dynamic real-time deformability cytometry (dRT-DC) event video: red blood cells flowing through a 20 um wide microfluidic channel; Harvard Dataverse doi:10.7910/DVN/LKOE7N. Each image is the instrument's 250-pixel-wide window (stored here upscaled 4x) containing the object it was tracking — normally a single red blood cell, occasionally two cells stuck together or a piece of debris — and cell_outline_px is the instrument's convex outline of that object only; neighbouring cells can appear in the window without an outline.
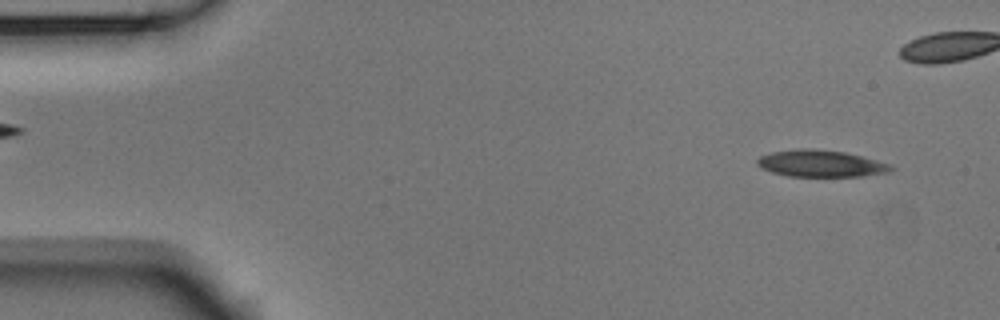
{"species": "Egyptian fruit bat (a non-hibernating species)", "species_latin": "Rousettus aegyptiacus", "temperature_condition": "room temperature", "stored_images_in_passage": 29, "camera_frame_rate_fps": 3000, "um_per_image_px": 0.085, "animal": {"sex": "male"}, "frame": {"image": 1, "passage_image": 3, "time_ms": 0.667, "image_size_px": [1000, 320], "cell_outline_px": [[892, 168], [888, 172], [860, 176], [788, 176], [772, 172], [760, 168], [756, 164], [756, 160], [760, 156], [772, 152], [796, 148], [812, 148], [844, 152], [892, 164]], "centroid_in_image_um": [69.71, 13.89], "position_along_channel_um": 15.3, "area_um2": 20.81}}
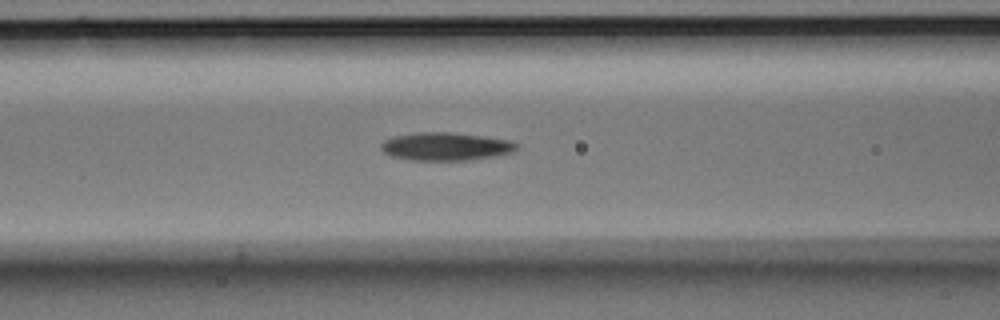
{"frame": {"image": 2, "passage_image": 20, "time_ms": 6.333, "image_size_px": [1000, 320], "cell_outline_px": [[516, 148], [512, 152], [492, 156], [464, 160], [408, 160], [392, 156], [384, 152], [380, 148], [380, 144], [384, 140], [396, 136], [416, 132], [452, 132], [484, 136], [508, 140], [516, 144]], "centroid_in_image_um": [37.82, 12.44], "position_along_channel_um": 128.8, "area_um2": 21.91}}
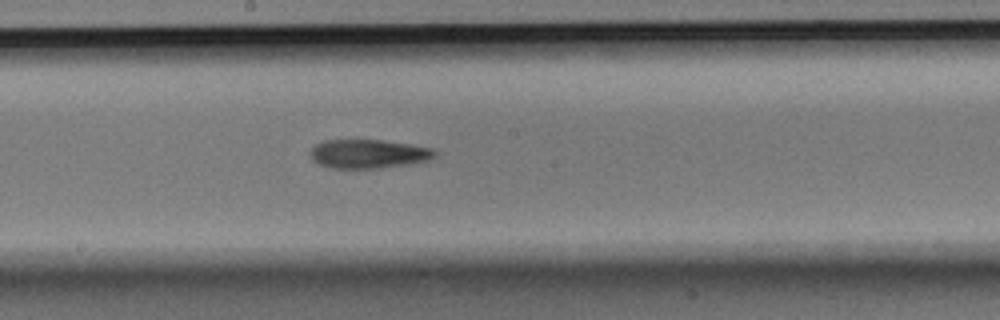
{"frame": {"image": 3, "passage_image": 27, "time_ms": 8.667, "image_size_px": [1000, 320], "cell_outline_px": [[440, 152], [436, 156], [428, 160], [408, 164], [380, 168], [332, 168], [320, 164], [312, 160], [312, 148], [316, 144], [324, 140], [380, 140], [408, 144], [432, 148]], "centroid_in_image_um": [31.36, 13.08], "position_along_channel_um": 216.8, "area_um2": 20.81}}